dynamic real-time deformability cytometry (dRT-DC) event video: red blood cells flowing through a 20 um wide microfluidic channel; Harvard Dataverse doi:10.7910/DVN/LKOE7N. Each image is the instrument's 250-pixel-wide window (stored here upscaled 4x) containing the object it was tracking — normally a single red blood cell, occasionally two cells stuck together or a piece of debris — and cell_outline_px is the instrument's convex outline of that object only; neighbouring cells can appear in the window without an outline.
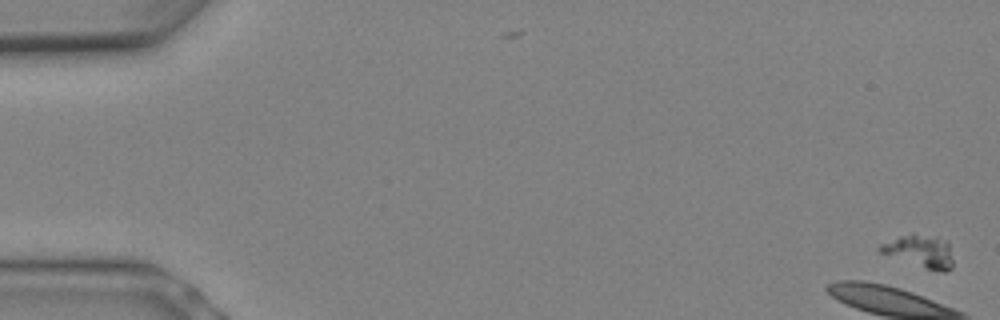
{"species": "Egyptian fruit bat (a non-hibernating species)", "species_latin": "Rousettus aegyptiacus", "temperature_condition": "warm", "stored_images_in_passage": 21, "camera_frame_rate_fps": 3000, "um_per_image_px": 0.085, "animal": {"sex": "female"}, "frame": {"image": 1, "passage_image": 1, "time_ms": 0.0, "image_size_px": [1000, 320], "cell_outline_px": [[952, 268], [944, 272], [928, 268], [880, 252], [876, 248], [880, 244], [900, 236], [912, 232], [936, 236], [948, 240], [952, 260]], "centroid_in_image_um": [78.22, 21.3], "position_along_channel_um": 6.8, "area_um2": 13.7}}